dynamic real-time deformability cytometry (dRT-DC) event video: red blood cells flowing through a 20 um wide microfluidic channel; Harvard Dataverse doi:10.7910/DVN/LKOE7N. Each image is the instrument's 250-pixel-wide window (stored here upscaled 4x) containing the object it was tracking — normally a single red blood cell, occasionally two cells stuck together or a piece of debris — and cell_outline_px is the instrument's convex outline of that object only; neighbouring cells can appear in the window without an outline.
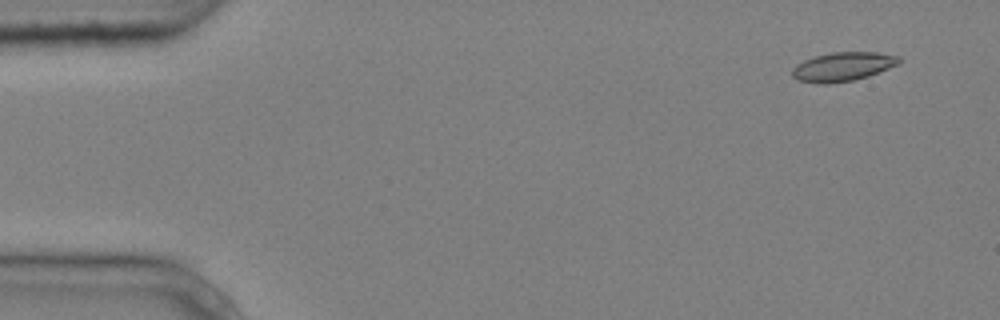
{"species": "common noctule bat (a hibernating species)", "species_latin": "Nyctalus noctula", "temperature_condition": "cold", "stored_images_in_passage": 4, "camera_frame_rate_fps": 3000, "um_per_image_px": 0.085, "animal": {"sex": "male", "body_mass_g": 20.4}, "frame": {"image": 1, "passage_image": 1, "time_ms": 0.0, "image_size_px": [1000, 320], "cell_outline_px": [[900, 64], [868, 76], [852, 80], [828, 84], [824, 84], [800, 80], [792, 76], [792, 68], [796, 64], [804, 60], [816, 56], [832, 52], [876, 52], [900, 56]], "centroid_in_image_um": [71.66, 5.66], "position_along_channel_um": 13.3, "area_um2": 17.92}}
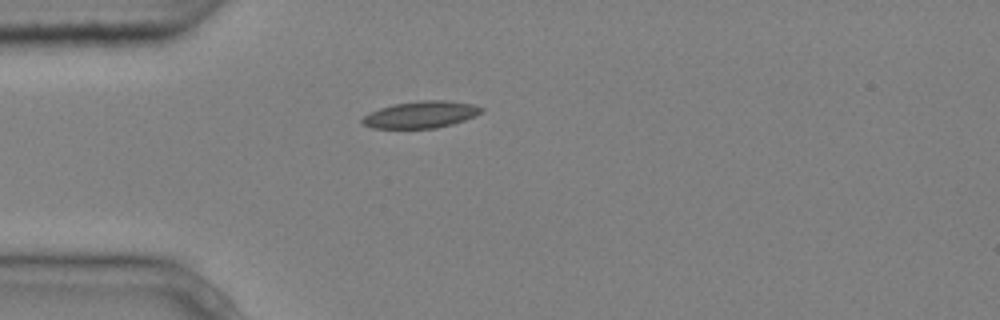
{"frame": {"image": 2, "passage_image": 4, "time_ms": 1.0, "image_size_px": [1000, 320], "cell_outline_px": [[484, 112], [464, 120], [452, 124], [436, 128], [372, 128], [364, 124], [360, 120], [368, 112], [392, 104], [420, 100], [448, 100], [472, 104], [484, 108]], "centroid_in_image_um": [35.78, 9.73], "position_along_channel_um": 49.2, "area_um2": 18.73}}